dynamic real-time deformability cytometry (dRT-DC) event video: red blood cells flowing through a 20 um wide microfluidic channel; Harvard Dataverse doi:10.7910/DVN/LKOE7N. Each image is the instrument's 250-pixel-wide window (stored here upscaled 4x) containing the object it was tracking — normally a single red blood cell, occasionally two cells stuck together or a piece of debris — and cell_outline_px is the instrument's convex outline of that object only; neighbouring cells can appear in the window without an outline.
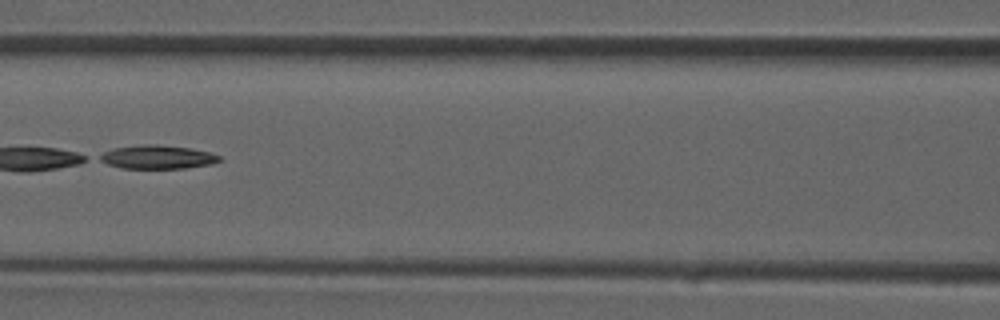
{"species": "common noctule bat (a hibernating species)", "species_latin": "Nyctalus noctula", "temperature_condition": "room temperature", "stored_images_in_passage": 37, "camera_frame_rate_fps": 3000, "um_per_image_px": 0.085, "animal": {"sex": "male", "forearm_length_mm": 52.5}, "frame": {"image": 1, "passage_image": 16, "time_ms": 5.0, "image_size_px": [1000, 320], "cell_outline_px": [[224, 160], [212, 164], [184, 168], [120, 168], [108, 164], [100, 160], [96, 156], [112, 148], [140, 144], [160, 144], [192, 148], [212, 152], [220, 156]], "centroid_in_image_um": [13.41, 13.33], "position_along_channel_um": 153.2, "area_um2": 16.82}}